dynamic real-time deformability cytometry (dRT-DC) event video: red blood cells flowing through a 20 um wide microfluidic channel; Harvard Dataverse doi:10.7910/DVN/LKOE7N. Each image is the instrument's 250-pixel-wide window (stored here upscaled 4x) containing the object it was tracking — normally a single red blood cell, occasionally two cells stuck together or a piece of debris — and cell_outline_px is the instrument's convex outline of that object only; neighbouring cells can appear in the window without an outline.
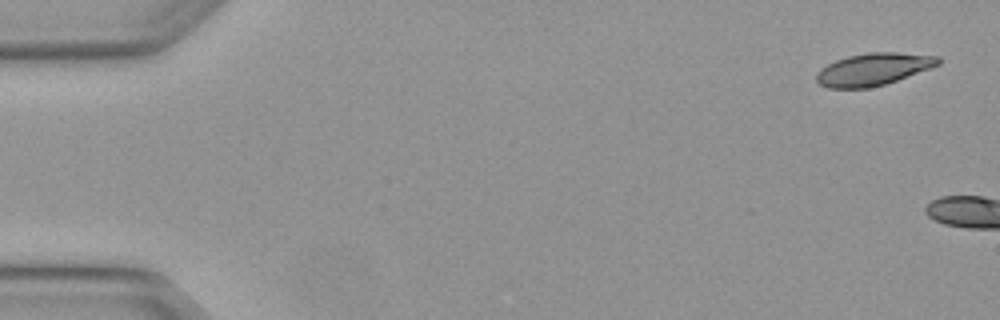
{"species": "Egyptian fruit bat (a non-hibernating species)", "species_latin": "Rousettus aegyptiacus", "temperature_condition": "warm", "stored_images_in_passage": 2, "camera_frame_rate_fps": 3000, "um_per_image_px": 0.085, "animal": {"sex": "female"}, "frame": {"image": 1, "passage_image": 1, "time_ms": 0.0, "image_size_px": [1000, 320], "cell_outline_px": [[940, 64], [896, 80], [884, 84], [868, 88], [828, 88], [820, 84], [816, 80], [816, 72], [820, 68], [836, 60], [848, 56], [868, 52], [896, 52], [940, 56]], "centroid_in_image_um": [74.2, 5.88], "position_along_channel_um": 10.8, "area_um2": 22.77}}